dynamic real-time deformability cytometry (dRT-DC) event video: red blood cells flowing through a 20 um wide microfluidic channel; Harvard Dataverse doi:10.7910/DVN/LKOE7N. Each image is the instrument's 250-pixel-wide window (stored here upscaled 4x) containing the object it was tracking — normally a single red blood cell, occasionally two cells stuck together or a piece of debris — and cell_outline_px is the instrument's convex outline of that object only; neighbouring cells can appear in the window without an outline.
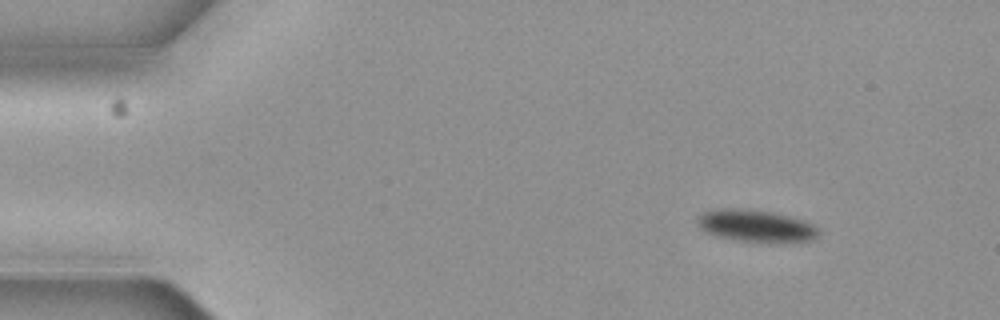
{"species": "common noctule bat (a hibernating species)", "species_latin": "Nyctalus noctula", "temperature_condition": "cold", "stored_images_in_passage": 6, "camera_frame_rate_fps": 3000, "um_per_image_px": 0.085, "animal": {"sex": "female", "body_mass_g": 19.3, "forearm_length_mm": 54.1}, "frame": {"image": 1, "passage_image": 3, "time_ms": 0.667, "image_size_px": [1000, 320], "cell_outline_px": [[820, 232], [812, 240], [776, 244], [736, 240], [720, 236], [708, 232], [700, 228], [696, 224], [696, 216], [712, 208], [752, 208], [772, 212], [804, 220], [812, 224]], "centroid_in_image_um": [64.24, 19.19], "position_along_channel_um": 20.8, "area_um2": 23.24}}
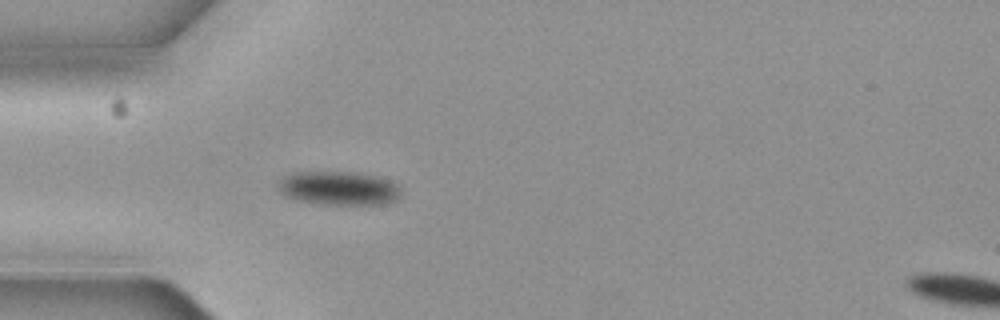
{"frame": {"image": 2, "passage_image": 6, "time_ms": 1.667, "image_size_px": [1000, 320], "cell_outline_px": [[400, 200], [388, 204], [320, 204], [296, 200], [284, 196], [280, 192], [276, 184], [284, 176], [292, 172], [352, 172], [376, 176], [392, 180], [400, 188]], "centroid_in_image_um": [28.8, 16.0], "position_along_channel_um": 56.2, "area_um2": 24.57}}